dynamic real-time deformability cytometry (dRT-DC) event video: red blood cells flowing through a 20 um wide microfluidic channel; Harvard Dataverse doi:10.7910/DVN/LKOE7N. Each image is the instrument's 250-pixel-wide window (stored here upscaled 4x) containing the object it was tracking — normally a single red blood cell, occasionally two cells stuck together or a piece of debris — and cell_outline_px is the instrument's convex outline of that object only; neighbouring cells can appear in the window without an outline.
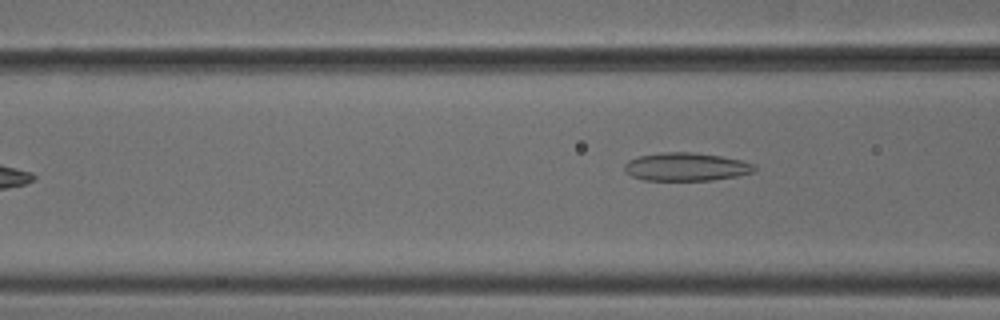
{"species": "common noctule bat (a hibernating species)", "species_latin": "Nyctalus noctula", "temperature_condition": "cold", "stored_images_in_passage": 7, "camera_frame_rate_fps": 3000, "um_per_image_px": 0.085, "animal": {"sex": "male", "body_mass_g": 18.8}, "frame": {"image": 1, "passage_image": 7, "time_ms": 2.0, "image_size_px": [1000, 320], "cell_outline_px": [[756, 168], [752, 172], [736, 176], [712, 180], [644, 180], [632, 176], [624, 172], [624, 164], [628, 160], [640, 156], [664, 152], [692, 152], [720, 156], [740, 160], [756, 164]], "centroid_in_image_um": [58.3, 14.18], "position_along_channel_um": 108.3, "area_um2": 21.27}}